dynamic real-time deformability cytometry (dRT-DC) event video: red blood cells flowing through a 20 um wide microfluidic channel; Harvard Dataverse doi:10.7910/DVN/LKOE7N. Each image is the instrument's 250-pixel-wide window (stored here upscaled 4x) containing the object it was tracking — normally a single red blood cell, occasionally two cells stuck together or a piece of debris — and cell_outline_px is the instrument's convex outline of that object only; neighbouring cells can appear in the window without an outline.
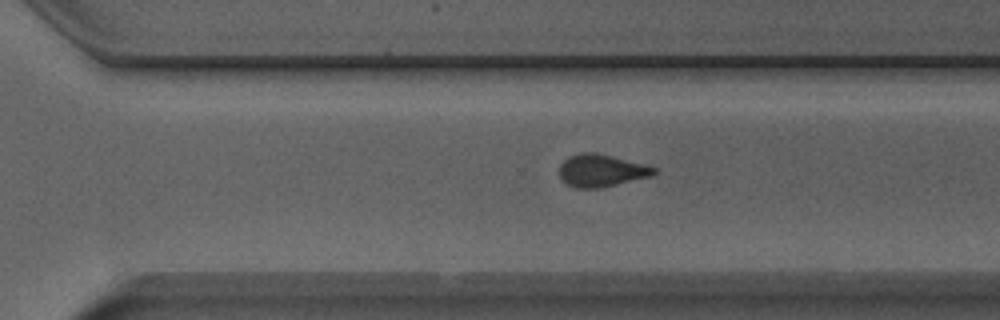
{"species": "Egyptian fruit bat (a non-hibernating species)", "species_latin": "Rousettus aegyptiacus", "temperature_condition": "room temperature", "stored_images_in_passage": 36, "camera_frame_rate_fps": 3000, "um_per_image_px": 0.085, "animal": {"sex": "male"}, "frame": {"image": 1, "passage_image": 19, "time_ms": 6.0, "image_size_px": [1000, 320], "cell_outline_px": [[652, 172], [616, 180], [596, 184], [580, 184], [572, 180], [564, 172], [564, 168], [572, 160], [584, 156], [592, 156], [612, 160], [648, 168]], "centroid_in_image_um": [51.07, 14.48], "position_along_channel_um": 319.5, "area_um2": 11.44}}
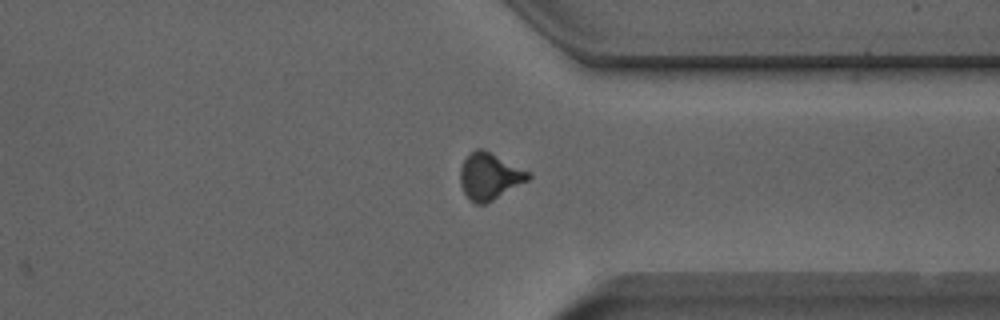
{"frame": {"image": 2, "passage_image": 23, "time_ms": 7.333, "image_size_px": [1000, 320], "cell_outline_px": [[528, 176], [492, 196], [484, 200], [480, 200], [472, 196], [468, 192], [464, 180], [464, 172], [468, 160], [472, 156], [480, 152]], "centroid_in_image_um": [41.54, 15.0], "position_along_channel_um": 369.9, "area_um2": 12.89}}
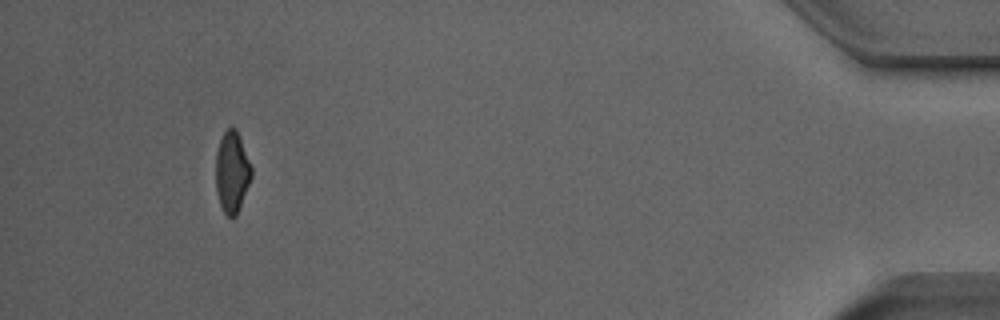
{"frame": {"image": 3, "passage_image": 32, "time_ms": 10.333, "image_size_px": [1000, 320], "cell_outline_px": [[248, 180], [236, 212], [232, 216], [228, 212], [220, 196], [220, 148], [224, 136], [232, 128], [236, 136], [248, 164]], "centroid_in_image_um": [19.76, 14.64], "position_along_channel_um": 415.4, "area_um2": 12.6}}